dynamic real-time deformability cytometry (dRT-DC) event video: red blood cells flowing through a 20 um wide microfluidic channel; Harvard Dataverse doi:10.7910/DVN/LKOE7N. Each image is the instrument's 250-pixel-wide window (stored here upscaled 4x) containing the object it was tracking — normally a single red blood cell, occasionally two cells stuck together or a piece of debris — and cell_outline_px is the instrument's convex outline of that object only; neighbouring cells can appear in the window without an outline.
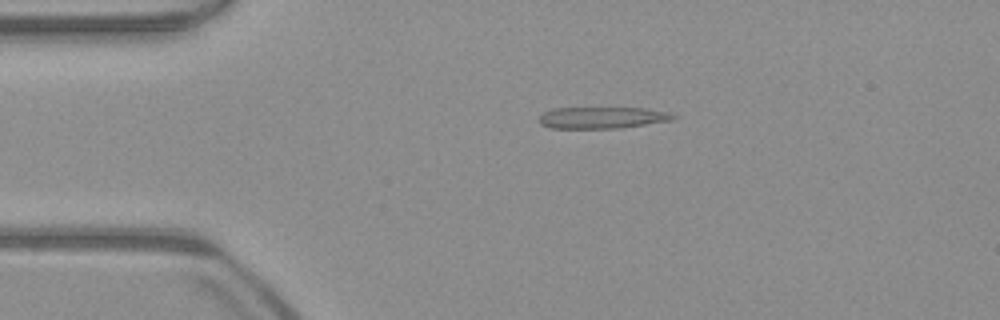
{"species": "common noctule bat (a hibernating species)", "species_latin": "Nyctalus noctula", "temperature_condition": "warm", "stored_images_in_passage": 52, "camera_frame_rate_fps": 3000, "um_per_image_px": 0.085, "animal": {"sex": "male", "body_mass_g": 23.1, "forearm_length_mm": 52.7}, "frame": {"image": 1, "passage_image": 11, "time_ms": 3.333, "image_size_px": [1000, 320], "cell_outline_px": [[680, 116], [672, 120], [620, 128], [552, 128], [540, 124], [540, 116], [544, 112], [552, 108], [644, 108], [668, 112]], "centroid_in_image_um": [51.21, 10.0], "position_along_channel_um": 33.8, "area_um2": 16.82}}
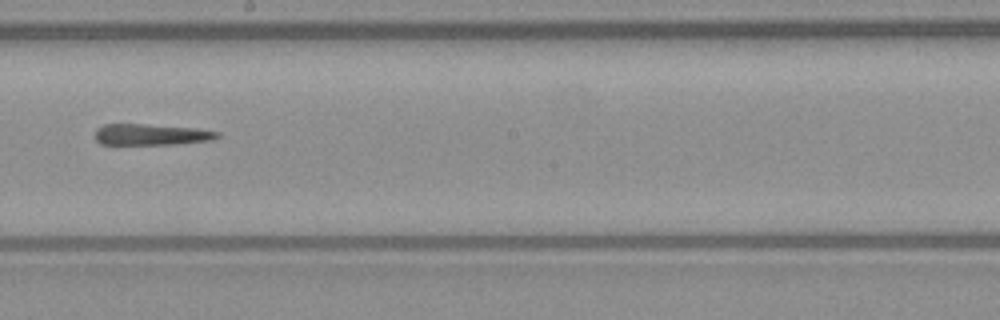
{"frame": {"image": 2, "passage_image": 29, "time_ms": 9.333, "image_size_px": [1000, 320], "cell_outline_px": [[220, 136], [212, 140], [172, 144], [100, 144], [96, 140], [96, 128], [104, 124], [144, 124], [196, 128], [220, 132]], "centroid_in_image_um": [12.85, 11.43], "position_along_channel_um": 235.3, "area_um2": 15.03}}
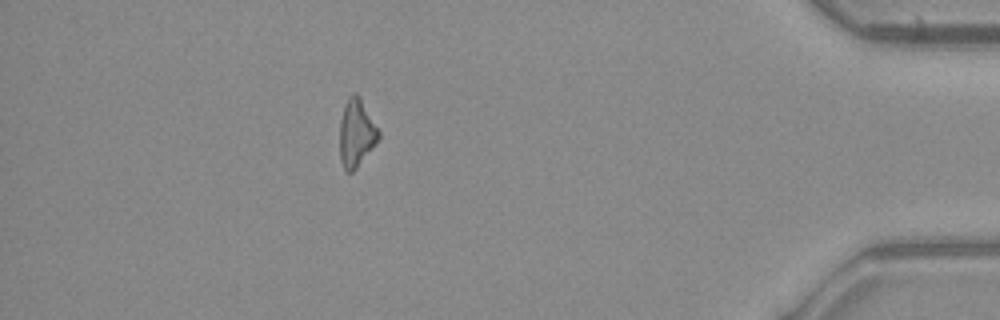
{"frame": {"image": 3, "passage_image": 46, "time_ms": 15.0, "image_size_px": [1000, 320], "cell_outline_px": [[380, 136], [372, 148], [356, 168], [352, 172], [344, 172], [340, 160], [340, 120], [344, 104], [348, 96], [356, 92], [360, 96], [380, 132]], "centroid_in_image_um": [30.27, 11.29], "position_along_channel_um": 404.9, "area_um2": 15.37}}